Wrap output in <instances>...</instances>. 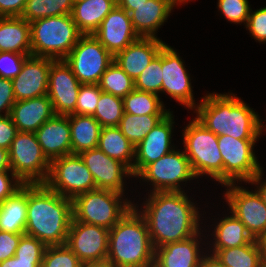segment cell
<instances>
[{
	"label": "cell",
	"mask_w": 266,
	"mask_h": 267,
	"mask_svg": "<svg viewBox=\"0 0 266 267\" xmlns=\"http://www.w3.org/2000/svg\"><path fill=\"white\" fill-rule=\"evenodd\" d=\"M79 155L90 170L96 189L125 194V179H130L133 175L124 163L109 157L99 148L84 150Z\"/></svg>",
	"instance_id": "16"
},
{
	"label": "cell",
	"mask_w": 266,
	"mask_h": 267,
	"mask_svg": "<svg viewBox=\"0 0 266 267\" xmlns=\"http://www.w3.org/2000/svg\"><path fill=\"white\" fill-rule=\"evenodd\" d=\"M46 245L37 238L23 234L16 248L15 256L26 259H43Z\"/></svg>",
	"instance_id": "43"
},
{
	"label": "cell",
	"mask_w": 266,
	"mask_h": 267,
	"mask_svg": "<svg viewBox=\"0 0 266 267\" xmlns=\"http://www.w3.org/2000/svg\"><path fill=\"white\" fill-rule=\"evenodd\" d=\"M43 259H26L13 256L0 262V267H41Z\"/></svg>",
	"instance_id": "50"
},
{
	"label": "cell",
	"mask_w": 266,
	"mask_h": 267,
	"mask_svg": "<svg viewBox=\"0 0 266 267\" xmlns=\"http://www.w3.org/2000/svg\"><path fill=\"white\" fill-rule=\"evenodd\" d=\"M44 184L71 199L96 189L92 174L79 154L64 155L50 161L49 174Z\"/></svg>",
	"instance_id": "12"
},
{
	"label": "cell",
	"mask_w": 266,
	"mask_h": 267,
	"mask_svg": "<svg viewBox=\"0 0 266 267\" xmlns=\"http://www.w3.org/2000/svg\"><path fill=\"white\" fill-rule=\"evenodd\" d=\"M81 83L65 60H54L49 70L48 92L57 115L75 114Z\"/></svg>",
	"instance_id": "17"
},
{
	"label": "cell",
	"mask_w": 266,
	"mask_h": 267,
	"mask_svg": "<svg viewBox=\"0 0 266 267\" xmlns=\"http://www.w3.org/2000/svg\"><path fill=\"white\" fill-rule=\"evenodd\" d=\"M198 103L192 110L196 113L195 118L217 136L257 140L266 130L258 112L232 92H209Z\"/></svg>",
	"instance_id": "2"
},
{
	"label": "cell",
	"mask_w": 266,
	"mask_h": 267,
	"mask_svg": "<svg viewBox=\"0 0 266 267\" xmlns=\"http://www.w3.org/2000/svg\"><path fill=\"white\" fill-rule=\"evenodd\" d=\"M72 219L71 198L61 196L44 183L27 184L25 234L46 246L64 245Z\"/></svg>",
	"instance_id": "3"
},
{
	"label": "cell",
	"mask_w": 266,
	"mask_h": 267,
	"mask_svg": "<svg viewBox=\"0 0 266 267\" xmlns=\"http://www.w3.org/2000/svg\"><path fill=\"white\" fill-rule=\"evenodd\" d=\"M15 102L12 80L0 78V116L10 115Z\"/></svg>",
	"instance_id": "47"
},
{
	"label": "cell",
	"mask_w": 266,
	"mask_h": 267,
	"mask_svg": "<svg viewBox=\"0 0 266 267\" xmlns=\"http://www.w3.org/2000/svg\"><path fill=\"white\" fill-rule=\"evenodd\" d=\"M27 0H0V17H21Z\"/></svg>",
	"instance_id": "49"
},
{
	"label": "cell",
	"mask_w": 266,
	"mask_h": 267,
	"mask_svg": "<svg viewBox=\"0 0 266 267\" xmlns=\"http://www.w3.org/2000/svg\"><path fill=\"white\" fill-rule=\"evenodd\" d=\"M174 124L173 111H170L135 147L133 178H136L148 164L176 149V145L172 144Z\"/></svg>",
	"instance_id": "18"
},
{
	"label": "cell",
	"mask_w": 266,
	"mask_h": 267,
	"mask_svg": "<svg viewBox=\"0 0 266 267\" xmlns=\"http://www.w3.org/2000/svg\"><path fill=\"white\" fill-rule=\"evenodd\" d=\"M43 154L49 161L71 154V129L68 115L55 114L36 132Z\"/></svg>",
	"instance_id": "22"
},
{
	"label": "cell",
	"mask_w": 266,
	"mask_h": 267,
	"mask_svg": "<svg viewBox=\"0 0 266 267\" xmlns=\"http://www.w3.org/2000/svg\"><path fill=\"white\" fill-rule=\"evenodd\" d=\"M1 171H11L9 150L4 148H0V172Z\"/></svg>",
	"instance_id": "54"
},
{
	"label": "cell",
	"mask_w": 266,
	"mask_h": 267,
	"mask_svg": "<svg viewBox=\"0 0 266 267\" xmlns=\"http://www.w3.org/2000/svg\"><path fill=\"white\" fill-rule=\"evenodd\" d=\"M161 95L134 89L123 98L124 112L132 115H167Z\"/></svg>",
	"instance_id": "33"
},
{
	"label": "cell",
	"mask_w": 266,
	"mask_h": 267,
	"mask_svg": "<svg viewBox=\"0 0 266 267\" xmlns=\"http://www.w3.org/2000/svg\"><path fill=\"white\" fill-rule=\"evenodd\" d=\"M81 35L71 14L35 20L30 23L31 53L64 60Z\"/></svg>",
	"instance_id": "5"
},
{
	"label": "cell",
	"mask_w": 266,
	"mask_h": 267,
	"mask_svg": "<svg viewBox=\"0 0 266 267\" xmlns=\"http://www.w3.org/2000/svg\"><path fill=\"white\" fill-rule=\"evenodd\" d=\"M124 113L123 98L102 92L92 115L102 127L119 126Z\"/></svg>",
	"instance_id": "37"
},
{
	"label": "cell",
	"mask_w": 266,
	"mask_h": 267,
	"mask_svg": "<svg viewBox=\"0 0 266 267\" xmlns=\"http://www.w3.org/2000/svg\"><path fill=\"white\" fill-rule=\"evenodd\" d=\"M257 141L218 136V147L223 159V185H240L239 182L247 184L262 170L254 151Z\"/></svg>",
	"instance_id": "10"
},
{
	"label": "cell",
	"mask_w": 266,
	"mask_h": 267,
	"mask_svg": "<svg viewBox=\"0 0 266 267\" xmlns=\"http://www.w3.org/2000/svg\"><path fill=\"white\" fill-rule=\"evenodd\" d=\"M72 0H27L21 17L29 23L51 16L71 14Z\"/></svg>",
	"instance_id": "35"
},
{
	"label": "cell",
	"mask_w": 266,
	"mask_h": 267,
	"mask_svg": "<svg viewBox=\"0 0 266 267\" xmlns=\"http://www.w3.org/2000/svg\"><path fill=\"white\" fill-rule=\"evenodd\" d=\"M0 52L31 53L30 23L22 17H0Z\"/></svg>",
	"instance_id": "27"
},
{
	"label": "cell",
	"mask_w": 266,
	"mask_h": 267,
	"mask_svg": "<svg viewBox=\"0 0 266 267\" xmlns=\"http://www.w3.org/2000/svg\"><path fill=\"white\" fill-rule=\"evenodd\" d=\"M162 49L153 58L150 64L134 80V87L137 90L162 94Z\"/></svg>",
	"instance_id": "38"
},
{
	"label": "cell",
	"mask_w": 266,
	"mask_h": 267,
	"mask_svg": "<svg viewBox=\"0 0 266 267\" xmlns=\"http://www.w3.org/2000/svg\"><path fill=\"white\" fill-rule=\"evenodd\" d=\"M53 61L51 58L33 55L25 60L21 72L12 79L16 101L47 95L49 70Z\"/></svg>",
	"instance_id": "19"
},
{
	"label": "cell",
	"mask_w": 266,
	"mask_h": 267,
	"mask_svg": "<svg viewBox=\"0 0 266 267\" xmlns=\"http://www.w3.org/2000/svg\"><path fill=\"white\" fill-rule=\"evenodd\" d=\"M17 132L10 115L0 116V148L9 150Z\"/></svg>",
	"instance_id": "48"
},
{
	"label": "cell",
	"mask_w": 266,
	"mask_h": 267,
	"mask_svg": "<svg viewBox=\"0 0 266 267\" xmlns=\"http://www.w3.org/2000/svg\"><path fill=\"white\" fill-rule=\"evenodd\" d=\"M102 92L98 84H81L75 114L93 115Z\"/></svg>",
	"instance_id": "41"
},
{
	"label": "cell",
	"mask_w": 266,
	"mask_h": 267,
	"mask_svg": "<svg viewBox=\"0 0 266 267\" xmlns=\"http://www.w3.org/2000/svg\"><path fill=\"white\" fill-rule=\"evenodd\" d=\"M185 191L148 192L142 204L133 206L144 217L153 247L191 238L200 231V209ZM142 205V206H141ZM197 206V207H196Z\"/></svg>",
	"instance_id": "1"
},
{
	"label": "cell",
	"mask_w": 266,
	"mask_h": 267,
	"mask_svg": "<svg viewBox=\"0 0 266 267\" xmlns=\"http://www.w3.org/2000/svg\"><path fill=\"white\" fill-rule=\"evenodd\" d=\"M122 193L95 189L72 199L73 219L111 229L133 206Z\"/></svg>",
	"instance_id": "7"
},
{
	"label": "cell",
	"mask_w": 266,
	"mask_h": 267,
	"mask_svg": "<svg viewBox=\"0 0 266 267\" xmlns=\"http://www.w3.org/2000/svg\"><path fill=\"white\" fill-rule=\"evenodd\" d=\"M81 267H114L108 260L100 262H84Z\"/></svg>",
	"instance_id": "56"
},
{
	"label": "cell",
	"mask_w": 266,
	"mask_h": 267,
	"mask_svg": "<svg viewBox=\"0 0 266 267\" xmlns=\"http://www.w3.org/2000/svg\"><path fill=\"white\" fill-rule=\"evenodd\" d=\"M97 148L109 157L124 163L132 172L135 147L118 126L102 127Z\"/></svg>",
	"instance_id": "31"
},
{
	"label": "cell",
	"mask_w": 266,
	"mask_h": 267,
	"mask_svg": "<svg viewBox=\"0 0 266 267\" xmlns=\"http://www.w3.org/2000/svg\"><path fill=\"white\" fill-rule=\"evenodd\" d=\"M189 1H192V0H174L177 6L181 4H185V3L188 4Z\"/></svg>",
	"instance_id": "57"
},
{
	"label": "cell",
	"mask_w": 266,
	"mask_h": 267,
	"mask_svg": "<svg viewBox=\"0 0 266 267\" xmlns=\"http://www.w3.org/2000/svg\"><path fill=\"white\" fill-rule=\"evenodd\" d=\"M93 35L113 56L140 38L129 13L118 5L106 15Z\"/></svg>",
	"instance_id": "20"
},
{
	"label": "cell",
	"mask_w": 266,
	"mask_h": 267,
	"mask_svg": "<svg viewBox=\"0 0 266 267\" xmlns=\"http://www.w3.org/2000/svg\"><path fill=\"white\" fill-rule=\"evenodd\" d=\"M245 27L256 42L264 44L266 42V6L254 11L251 8Z\"/></svg>",
	"instance_id": "44"
},
{
	"label": "cell",
	"mask_w": 266,
	"mask_h": 267,
	"mask_svg": "<svg viewBox=\"0 0 266 267\" xmlns=\"http://www.w3.org/2000/svg\"><path fill=\"white\" fill-rule=\"evenodd\" d=\"M81 84H98L114 56L93 35H81L64 59Z\"/></svg>",
	"instance_id": "11"
},
{
	"label": "cell",
	"mask_w": 266,
	"mask_h": 267,
	"mask_svg": "<svg viewBox=\"0 0 266 267\" xmlns=\"http://www.w3.org/2000/svg\"><path fill=\"white\" fill-rule=\"evenodd\" d=\"M25 233L0 231V262L15 256L21 236Z\"/></svg>",
	"instance_id": "46"
},
{
	"label": "cell",
	"mask_w": 266,
	"mask_h": 267,
	"mask_svg": "<svg viewBox=\"0 0 266 267\" xmlns=\"http://www.w3.org/2000/svg\"><path fill=\"white\" fill-rule=\"evenodd\" d=\"M248 0H218L217 8L223 17L234 24L246 25L250 13Z\"/></svg>",
	"instance_id": "40"
},
{
	"label": "cell",
	"mask_w": 266,
	"mask_h": 267,
	"mask_svg": "<svg viewBox=\"0 0 266 267\" xmlns=\"http://www.w3.org/2000/svg\"><path fill=\"white\" fill-rule=\"evenodd\" d=\"M255 240L259 248L261 260L266 261V231L258 236Z\"/></svg>",
	"instance_id": "55"
},
{
	"label": "cell",
	"mask_w": 266,
	"mask_h": 267,
	"mask_svg": "<svg viewBox=\"0 0 266 267\" xmlns=\"http://www.w3.org/2000/svg\"><path fill=\"white\" fill-rule=\"evenodd\" d=\"M203 235L200 231L189 239L156 248L153 267H199L203 251L207 249L203 248L207 244Z\"/></svg>",
	"instance_id": "21"
},
{
	"label": "cell",
	"mask_w": 266,
	"mask_h": 267,
	"mask_svg": "<svg viewBox=\"0 0 266 267\" xmlns=\"http://www.w3.org/2000/svg\"><path fill=\"white\" fill-rule=\"evenodd\" d=\"M154 254L147 223L132 206L109 230L107 260L114 267H153Z\"/></svg>",
	"instance_id": "4"
},
{
	"label": "cell",
	"mask_w": 266,
	"mask_h": 267,
	"mask_svg": "<svg viewBox=\"0 0 266 267\" xmlns=\"http://www.w3.org/2000/svg\"><path fill=\"white\" fill-rule=\"evenodd\" d=\"M24 183L12 172H0V203L11 197Z\"/></svg>",
	"instance_id": "45"
},
{
	"label": "cell",
	"mask_w": 266,
	"mask_h": 267,
	"mask_svg": "<svg viewBox=\"0 0 266 267\" xmlns=\"http://www.w3.org/2000/svg\"><path fill=\"white\" fill-rule=\"evenodd\" d=\"M199 267H226L221 261L217 258V256L213 253L205 251L204 255L200 260Z\"/></svg>",
	"instance_id": "52"
},
{
	"label": "cell",
	"mask_w": 266,
	"mask_h": 267,
	"mask_svg": "<svg viewBox=\"0 0 266 267\" xmlns=\"http://www.w3.org/2000/svg\"><path fill=\"white\" fill-rule=\"evenodd\" d=\"M166 43L157 38H143L114 55V62L133 80L150 64Z\"/></svg>",
	"instance_id": "23"
},
{
	"label": "cell",
	"mask_w": 266,
	"mask_h": 267,
	"mask_svg": "<svg viewBox=\"0 0 266 267\" xmlns=\"http://www.w3.org/2000/svg\"><path fill=\"white\" fill-rule=\"evenodd\" d=\"M117 0H86L73 4L72 18L82 35L94 34Z\"/></svg>",
	"instance_id": "28"
},
{
	"label": "cell",
	"mask_w": 266,
	"mask_h": 267,
	"mask_svg": "<svg viewBox=\"0 0 266 267\" xmlns=\"http://www.w3.org/2000/svg\"><path fill=\"white\" fill-rule=\"evenodd\" d=\"M231 214V215H229ZM224 217L217 218L219 221L214 222V230L210 233V241L206 248L225 249L239 247L249 244L253 237L247 232L245 225L231 212ZM211 243V244H210ZM211 245V246H210Z\"/></svg>",
	"instance_id": "26"
},
{
	"label": "cell",
	"mask_w": 266,
	"mask_h": 267,
	"mask_svg": "<svg viewBox=\"0 0 266 267\" xmlns=\"http://www.w3.org/2000/svg\"><path fill=\"white\" fill-rule=\"evenodd\" d=\"M176 6L174 0H147L135 7L129 15L138 36L159 39L156 35L158 29L165 24Z\"/></svg>",
	"instance_id": "24"
},
{
	"label": "cell",
	"mask_w": 266,
	"mask_h": 267,
	"mask_svg": "<svg viewBox=\"0 0 266 267\" xmlns=\"http://www.w3.org/2000/svg\"><path fill=\"white\" fill-rule=\"evenodd\" d=\"M11 171L24 183H44L50 161L43 154L33 132L18 131L9 149Z\"/></svg>",
	"instance_id": "9"
},
{
	"label": "cell",
	"mask_w": 266,
	"mask_h": 267,
	"mask_svg": "<svg viewBox=\"0 0 266 267\" xmlns=\"http://www.w3.org/2000/svg\"><path fill=\"white\" fill-rule=\"evenodd\" d=\"M261 267H266V261H262Z\"/></svg>",
	"instance_id": "58"
},
{
	"label": "cell",
	"mask_w": 266,
	"mask_h": 267,
	"mask_svg": "<svg viewBox=\"0 0 266 267\" xmlns=\"http://www.w3.org/2000/svg\"><path fill=\"white\" fill-rule=\"evenodd\" d=\"M263 176L264 173L262 168V170L248 184L251 183V185L256 186L255 189L261 195L263 202L266 204V178L264 179Z\"/></svg>",
	"instance_id": "51"
},
{
	"label": "cell",
	"mask_w": 266,
	"mask_h": 267,
	"mask_svg": "<svg viewBox=\"0 0 266 267\" xmlns=\"http://www.w3.org/2000/svg\"><path fill=\"white\" fill-rule=\"evenodd\" d=\"M98 85L103 92L121 98H124L135 89L134 80L114 61L101 76Z\"/></svg>",
	"instance_id": "36"
},
{
	"label": "cell",
	"mask_w": 266,
	"mask_h": 267,
	"mask_svg": "<svg viewBox=\"0 0 266 267\" xmlns=\"http://www.w3.org/2000/svg\"><path fill=\"white\" fill-rule=\"evenodd\" d=\"M82 262L66 245L47 246L41 267H81Z\"/></svg>",
	"instance_id": "39"
},
{
	"label": "cell",
	"mask_w": 266,
	"mask_h": 267,
	"mask_svg": "<svg viewBox=\"0 0 266 267\" xmlns=\"http://www.w3.org/2000/svg\"><path fill=\"white\" fill-rule=\"evenodd\" d=\"M206 250L215 254L226 267H261V255L255 239L239 247Z\"/></svg>",
	"instance_id": "32"
},
{
	"label": "cell",
	"mask_w": 266,
	"mask_h": 267,
	"mask_svg": "<svg viewBox=\"0 0 266 267\" xmlns=\"http://www.w3.org/2000/svg\"><path fill=\"white\" fill-rule=\"evenodd\" d=\"M166 115H132L123 113L119 128L136 147Z\"/></svg>",
	"instance_id": "34"
},
{
	"label": "cell",
	"mask_w": 266,
	"mask_h": 267,
	"mask_svg": "<svg viewBox=\"0 0 266 267\" xmlns=\"http://www.w3.org/2000/svg\"><path fill=\"white\" fill-rule=\"evenodd\" d=\"M109 229L72 219L66 245L84 262L107 260Z\"/></svg>",
	"instance_id": "15"
},
{
	"label": "cell",
	"mask_w": 266,
	"mask_h": 267,
	"mask_svg": "<svg viewBox=\"0 0 266 267\" xmlns=\"http://www.w3.org/2000/svg\"><path fill=\"white\" fill-rule=\"evenodd\" d=\"M71 129V154L98 147L102 126L92 115H68Z\"/></svg>",
	"instance_id": "30"
},
{
	"label": "cell",
	"mask_w": 266,
	"mask_h": 267,
	"mask_svg": "<svg viewBox=\"0 0 266 267\" xmlns=\"http://www.w3.org/2000/svg\"><path fill=\"white\" fill-rule=\"evenodd\" d=\"M73 3H77V2H82V1H86V0H72Z\"/></svg>",
	"instance_id": "59"
},
{
	"label": "cell",
	"mask_w": 266,
	"mask_h": 267,
	"mask_svg": "<svg viewBox=\"0 0 266 267\" xmlns=\"http://www.w3.org/2000/svg\"><path fill=\"white\" fill-rule=\"evenodd\" d=\"M182 131L183 147L197 178L204 175L223 185V159L218 147V136L196 118Z\"/></svg>",
	"instance_id": "6"
},
{
	"label": "cell",
	"mask_w": 266,
	"mask_h": 267,
	"mask_svg": "<svg viewBox=\"0 0 266 267\" xmlns=\"http://www.w3.org/2000/svg\"><path fill=\"white\" fill-rule=\"evenodd\" d=\"M27 219V184L0 203V231L25 233Z\"/></svg>",
	"instance_id": "29"
},
{
	"label": "cell",
	"mask_w": 266,
	"mask_h": 267,
	"mask_svg": "<svg viewBox=\"0 0 266 267\" xmlns=\"http://www.w3.org/2000/svg\"><path fill=\"white\" fill-rule=\"evenodd\" d=\"M223 199L230 210L256 239L266 231V204L256 189L249 190L236 183L225 184ZM248 189V190H247Z\"/></svg>",
	"instance_id": "13"
},
{
	"label": "cell",
	"mask_w": 266,
	"mask_h": 267,
	"mask_svg": "<svg viewBox=\"0 0 266 267\" xmlns=\"http://www.w3.org/2000/svg\"><path fill=\"white\" fill-rule=\"evenodd\" d=\"M179 55V52L168 44L162 47V93L193 110L199 103L195 101L192 79L185 68V61Z\"/></svg>",
	"instance_id": "14"
},
{
	"label": "cell",
	"mask_w": 266,
	"mask_h": 267,
	"mask_svg": "<svg viewBox=\"0 0 266 267\" xmlns=\"http://www.w3.org/2000/svg\"><path fill=\"white\" fill-rule=\"evenodd\" d=\"M180 150L176 147V150L174 149L157 161L148 164L136 176L145 184L150 182V193L185 191L180 185L186 186L185 184L191 179H197L184 150Z\"/></svg>",
	"instance_id": "8"
},
{
	"label": "cell",
	"mask_w": 266,
	"mask_h": 267,
	"mask_svg": "<svg viewBox=\"0 0 266 267\" xmlns=\"http://www.w3.org/2000/svg\"><path fill=\"white\" fill-rule=\"evenodd\" d=\"M54 115L53 105L48 95L16 101L10 113L18 131L33 133Z\"/></svg>",
	"instance_id": "25"
},
{
	"label": "cell",
	"mask_w": 266,
	"mask_h": 267,
	"mask_svg": "<svg viewBox=\"0 0 266 267\" xmlns=\"http://www.w3.org/2000/svg\"><path fill=\"white\" fill-rule=\"evenodd\" d=\"M147 0H117V5L130 13L137 6H141Z\"/></svg>",
	"instance_id": "53"
},
{
	"label": "cell",
	"mask_w": 266,
	"mask_h": 267,
	"mask_svg": "<svg viewBox=\"0 0 266 267\" xmlns=\"http://www.w3.org/2000/svg\"><path fill=\"white\" fill-rule=\"evenodd\" d=\"M29 57L27 54L13 52H0V78H15L22 69L25 60Z\"/></svg>",
	"instance_id": "42"
}]
</instances>
